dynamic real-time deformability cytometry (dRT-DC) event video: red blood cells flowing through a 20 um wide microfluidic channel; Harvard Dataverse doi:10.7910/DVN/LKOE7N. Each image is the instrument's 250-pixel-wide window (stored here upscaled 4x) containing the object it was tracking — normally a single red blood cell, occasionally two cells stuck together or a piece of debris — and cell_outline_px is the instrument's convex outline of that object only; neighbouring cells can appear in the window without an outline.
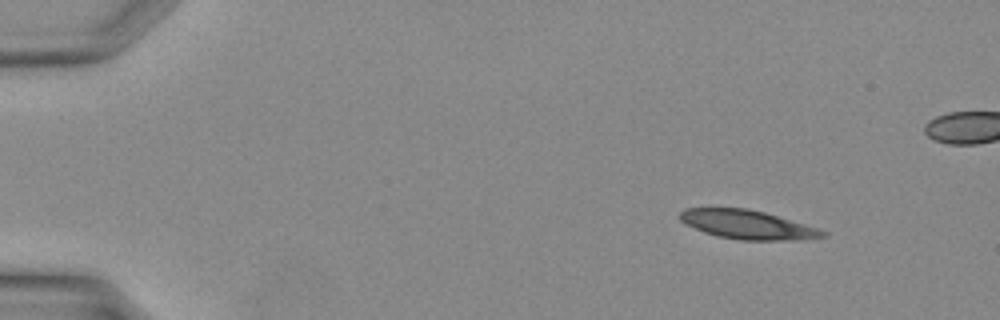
{"species": "Egyptian fruit bat (a non-hibernating species)", "species_latin": "Rousettus aegyptiacus", "temperature_condition": "warm", "stored_images_in_passage": 13, "camera_frame_rate_fps": 3000, "um_per_image_px": 0.085, "animal": {"sex": "female"}, "frame": {"image": 1, "passage_image": 4, "time_ms": 1.0, "image_size_px": [1000, 320], "cell_outline_px": [[828, 236], [804, 240], [740, 240], [716, 236], [704, 232], [684, 224], [680, 220], [680, 212], [684, 208], [748, 208], [764, 212], [816, 228], [828, 232]], "centroid_in_image_um": [63.52, 19.1], "position_along_channel_um": 21.5, "area_um2": 24.04}}